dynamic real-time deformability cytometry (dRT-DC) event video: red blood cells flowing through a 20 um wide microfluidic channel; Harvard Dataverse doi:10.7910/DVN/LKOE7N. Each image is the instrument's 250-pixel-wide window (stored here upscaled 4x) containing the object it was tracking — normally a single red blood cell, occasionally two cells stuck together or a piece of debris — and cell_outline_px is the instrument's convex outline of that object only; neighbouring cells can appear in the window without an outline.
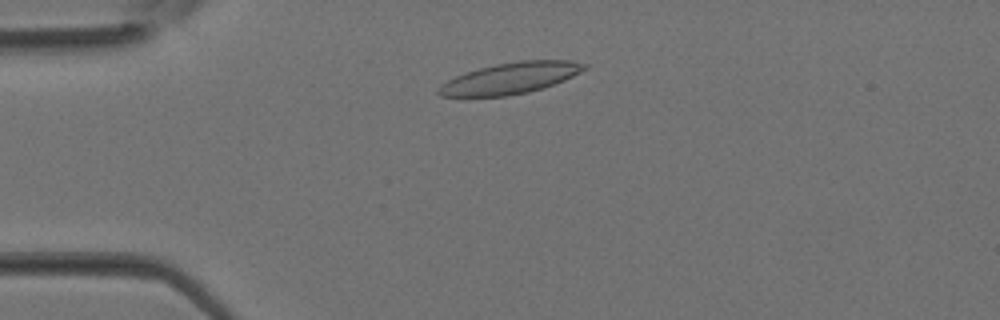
{"species": "Egyptian fruit bat (a non-hibernating species)", "species_latin": "Rousettus aegyptiacus", "temperature_condition": "room temperature", "stored_images_in_passage": 21, "camera_frame_rate_fps": 3000, "um_per_image_px": 0.085, "animal": {"sex": "female"}, "frame": {"image": 1, "passage_image": 4, "time_ms": 1.0, "image_size_px": [1000, 320], "cell_outline_px": [[588, 68], [564, 80], [544, 88], [528, 92], [508, 96], [440, 96], [436, 92], [440, 84], [464, 72], [496, 64], [520, 60], [572, 60], [588, 64]], "centroid_in_image_um": [43.4, 6.64], "position_along_channel_um": 41.6, "area_um2": 26.59}}
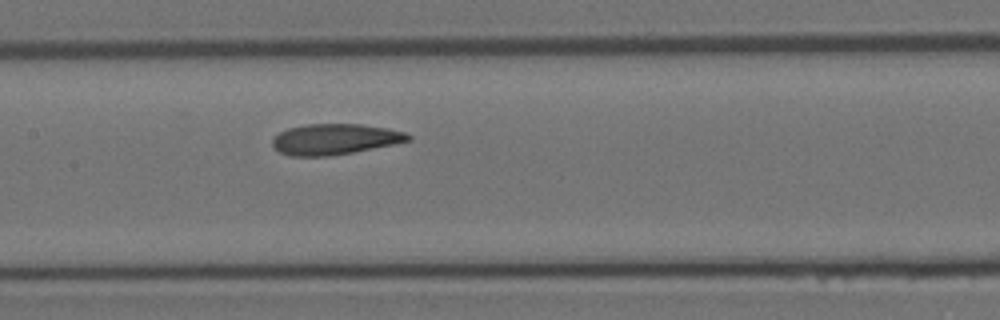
{"frame": {"image": 2, "passage_image": 13, "time_ms": 4.0, "image_size_px": [1000, 320], "cell_outline_px": [[412, 140], [352, 152], [328, 156], [288, 156], [272, 148], [272, 140], [280, 132], [288, 128], [308, 124], [360, 124], [388, 128], [404, 132], [412, 136]], "centroid_in_image_um": [28.43, 11.83], "position_along_channel_um": 179.0, "area_um2": 24.22}}
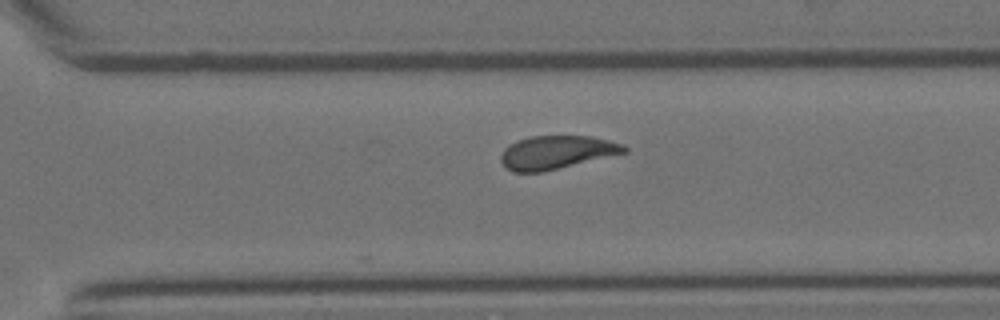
{"frame": {"image": 3, "passage_image": 21, "time_ms": 6.667, "image_size_px": [1000, 320], "cell_outline_px": [[628, 152], [544, 172], [512, 172], [504, 168], [500, 160], [500, 156], [504, 148], [516, 140], [532, 136], [592, 136], [624, 144], [628, 148]], "centroid_in_image_um": [47.29, 12.96], "position_along_channel_um": 323.3, "area_um2": 24.28}}